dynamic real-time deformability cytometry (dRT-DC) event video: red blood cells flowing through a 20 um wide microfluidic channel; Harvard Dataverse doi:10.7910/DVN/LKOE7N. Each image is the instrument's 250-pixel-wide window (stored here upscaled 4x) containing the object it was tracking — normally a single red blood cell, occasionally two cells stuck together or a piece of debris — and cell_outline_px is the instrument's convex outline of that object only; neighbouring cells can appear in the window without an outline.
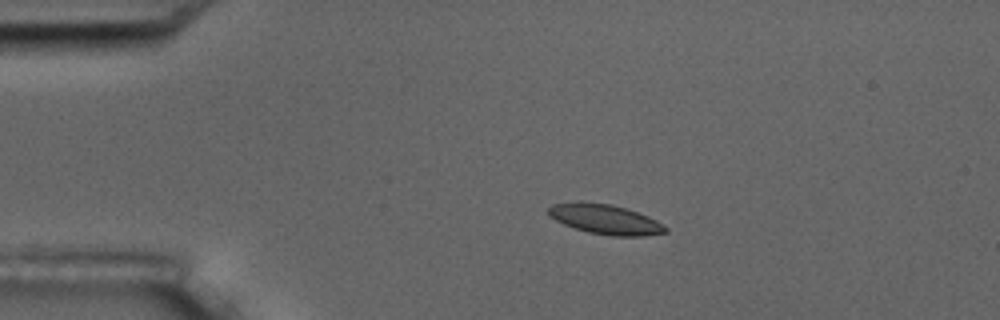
{"species": "common noctule bat (a hibernating species)", "species_latin": "Nyctalus noctula", "temperature_condition": "room temperature", "stored_images_in_passage": 15, "camera_frame_rate_fps": 3000, "um_per_image_px": 0.085, "animal": {"sex": "male", "body_mass_g": 17.5, "forearm_length_mm": 52.3}, "frame": {"image": 1, "passage_image": 3, "time_ms": 2.333, "image_size_px": [1000, 320], "cell_outline_px": [[668, 232], [644, 236], [612, 236], [588, 232], [564, 224], [548, 216], [548, 208], [552, 204], [576, 200], [612, 204], [648, 216], [656, 220], [668, 228]], "centroid_in_image_um": [51.42, 18.62], "position_along_channel_um": 33.6, "area_um2": 20.52}}
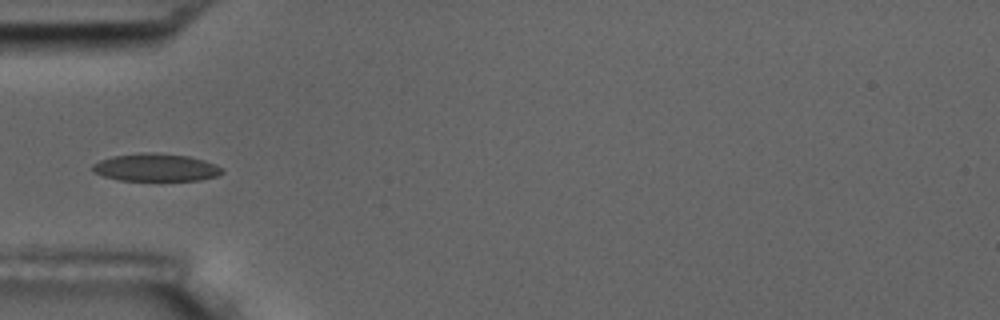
{"frame": {"image": 2, "passage_image": 5, "time_ms": 4.667, "image_size_px": [1000, 320], "cell_outline_px": [[224, 172], [216, 176], [200, 180], [120, 180], [104, 176], [92, 172], [92, 164], [100, 160], [112, 156], [144, 152], [148, 152], [188, 156], [204, 160], [216, 164], [224, 168]], "centroid_in_image_um": [13.25, 14.23], "position_along_channel_um": 71.7, "area_um2": 20.87}}
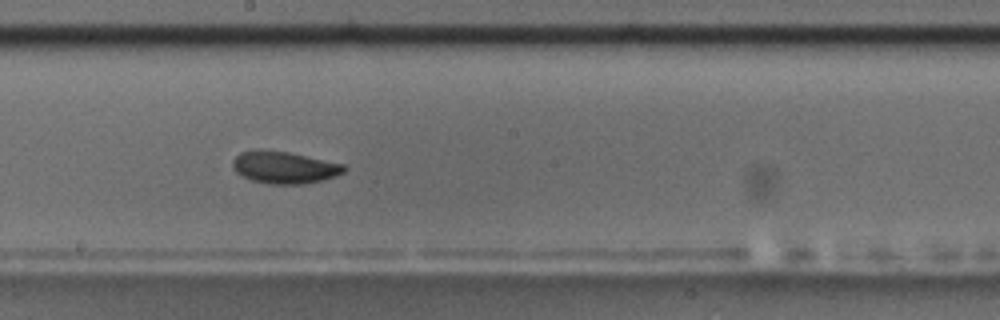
{"frame": {"image": 3, "passage_image": 9, "time_ms": 9.0, "image_size_px": [1000, 320], "cell_outline_px": [[348, 168], [344, 172], [336, 176], [324, 180], [304, 184], [272, 184], [252, 180], [236, 172], [232, 168], [232, 160], [240, 152], [288, 152], [344, 164]], "centroid_in_image_um": [24.23, 14.26], "position_along_channel_um": 224.0, "area_um2": 20.35}, "authors_computed_cell_mechanics": {"area_um2": 20.3456, "velocity_mm_per_s": 3.5295, "shape_relaxation_time_tau1_ms": 3.3133, "shape_relaxation_time_tau2_ms": null, "deformation_change_tau1": 0.0998, "deformation_change_tau2": null}}